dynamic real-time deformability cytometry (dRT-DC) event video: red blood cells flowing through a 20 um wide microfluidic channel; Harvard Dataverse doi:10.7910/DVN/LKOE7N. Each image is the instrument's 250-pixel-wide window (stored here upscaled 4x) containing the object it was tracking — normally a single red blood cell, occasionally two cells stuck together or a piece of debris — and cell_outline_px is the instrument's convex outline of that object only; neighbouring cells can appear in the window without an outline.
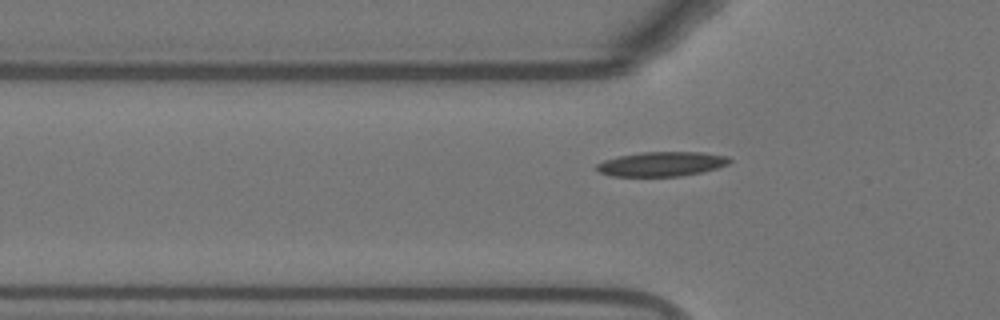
{"species": "Egyptian fruit bat (a non-hibernating species)", "species_latin": "Rousettus aegyptiacus", "temperature_condition": "warm", "stored_images_in_passage": 34, "camera_frame_rate_fps": 3000, "um_per_image_px": 0.085, "animal": {"sex": "female"}, "frame": {"image": 1, "passage_image": 7, "time_ms": 2.0, "image_size_px": [1000, 320], "cell_outline_px": [[732, 160], [728, 164], [704, 172], [680, 176], [612, 176], [600, 172], [596, 168], [596, 164], [604, 160], [620, 156], [640, 152], [704, 152], [728, 156]], "centroid_in_image_um": [56.27, 13.93], "position_along_channel_um": 69.5, "area_um2": 19.02}}
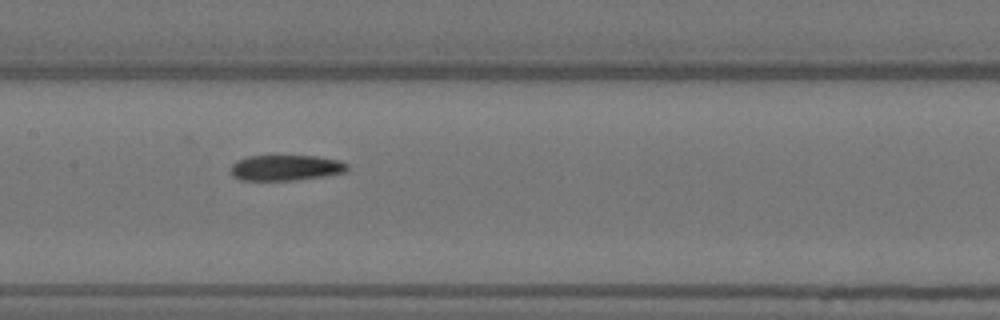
{"frame": {"image": 2, "passage_image": 16, "time_ms": 5.0, "image_size_px": [1000, 320], "cell_outline_px": [[348, 168], [344, 172], [324, 176], [292, 180], [240, 180], [232, 176], [232, 164], [236, 160], [248, 156], [316, 156], [340, 160], [348, 164]], "centroid_in_image_um": [24.28, 14.25], "position_along_channel_um": 183.1, "area_um2": 17.34}}
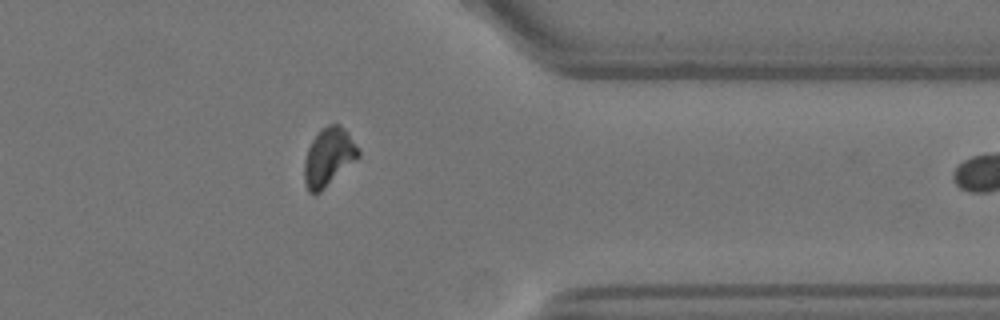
{"frame": {"image": 3, "passage_image": 33, "time_ms": 10.667, "image_size_px": [1000, 320], "cell_outline_px": [[360, 156], [356, 160], [320, 192], [312, 196], [308, 192], [304, 184], [304, 160], [308, 148], [312, 140], [320, 128], [328, 124], [340, 124], [348, 132], [360, 152]], "centroid_in_image_um": [27.9, 13.36], "position_along_channel_um": 383.5, "area_um2": 18.5}}